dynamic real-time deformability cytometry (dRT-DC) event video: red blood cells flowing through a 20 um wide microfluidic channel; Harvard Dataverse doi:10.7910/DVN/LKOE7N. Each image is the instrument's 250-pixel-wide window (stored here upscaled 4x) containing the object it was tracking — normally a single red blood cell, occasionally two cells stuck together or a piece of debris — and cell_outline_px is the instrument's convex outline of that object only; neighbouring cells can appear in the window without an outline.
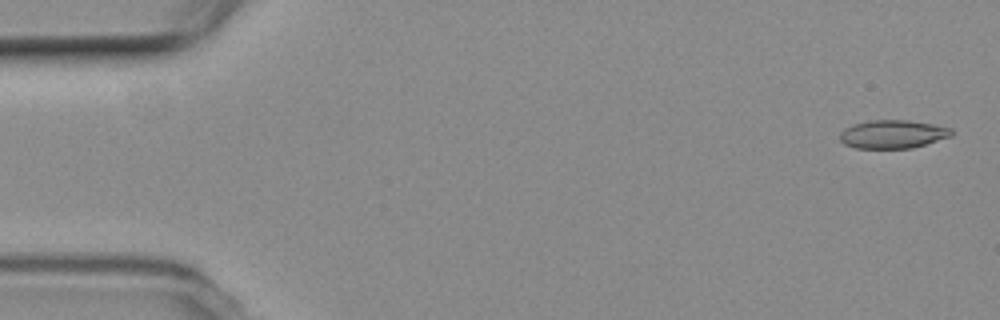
{"species": "common noctule bat (a hibernating species)", "species_latin": "Nyctalus noctula", "temperature_condition": "room temperature", "stored_images_in_passage": 4, "camera_frame_rate_fps": 3000, "um_per_image_px": 0.085, "animal": {"sex": "female", "body_mass_g": 19.3, "forearm_length_mm": 54.1}, "frame": {"image": 1, "passage_image": 1, "time_ms": 0.0, "image_size_px": [1000, 320], "cell_outline_px": [[952, 136], [912, 148], [856, 148], [844, 144], [840, 140], [840, 132], [844, 128], [852, 124], [868, 120], [908, 120], [932, 124], [952, 128]], "centroid_in_image_um": [75.86, 11.4], "position_along_channel_um": 9.1, "area_um2": 18.5}}
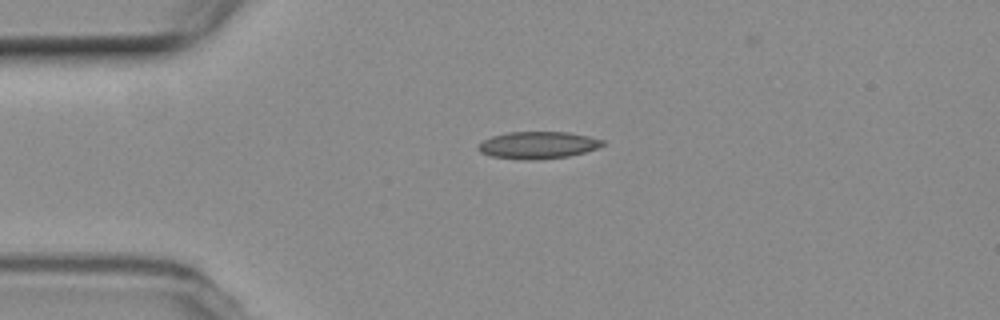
{"frame": {"image": 2, "passage_image": 4, "time_ms": 3.667, "image_size_px": [1000, 320], "cell_outline_px": [[604, 144], [596, 148], [584, 152], [568, 156], [540, 160], [520, 160], [492, 156], [480, 152], [476, 148], [484, 140], [492, 136], [508, 132], [568, 132], [588, 136], [604, 140]], "centroid_in_image_um": [45.71, 12.34], "position_along_channel_um": 39.3, "area_um2": 19.65}}